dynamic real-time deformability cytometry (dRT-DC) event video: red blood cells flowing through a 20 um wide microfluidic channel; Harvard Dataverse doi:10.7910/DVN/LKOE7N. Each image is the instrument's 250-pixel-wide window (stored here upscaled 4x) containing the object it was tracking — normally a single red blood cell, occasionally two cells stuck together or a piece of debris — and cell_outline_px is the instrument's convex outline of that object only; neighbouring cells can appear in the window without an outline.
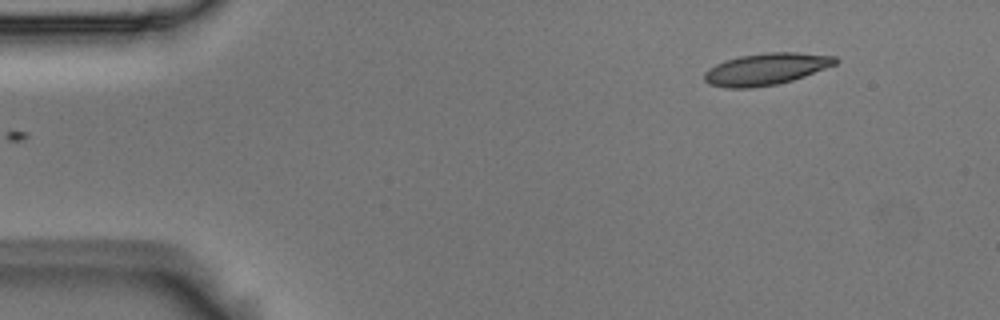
{"species": "Egyptian fruit bat (a non-hibernating species)", "species_latin": "Rousettus aegyptiacus", "temperature_condition": "room temperature", "stored_images_in_passage": 5, "segment_of_instrument_passage": [2, 2], "camera_frame_rate_fps": 3000, "um_per_image_px": 0.085, "animal": {"sex": "male"}, "frame": {"image": 1, "passage_image": 5, "time_ms": 1.333, "image_size_px": [1000, 320], "cell_outline_px": [[840, 60], [836, 64], [804, 76], [792, 80], [776, 84], [752, 88], [724, 88], [708, 84], [704, 80], [704, 72], [708, 68], [716, 64], [740, 56], [768, 52], [796, 52], [836, 56]], "centroid_in_image_um": [65.11, 5.87], "position_along_channel_um": 19.9, "area_um2": 24.28}}